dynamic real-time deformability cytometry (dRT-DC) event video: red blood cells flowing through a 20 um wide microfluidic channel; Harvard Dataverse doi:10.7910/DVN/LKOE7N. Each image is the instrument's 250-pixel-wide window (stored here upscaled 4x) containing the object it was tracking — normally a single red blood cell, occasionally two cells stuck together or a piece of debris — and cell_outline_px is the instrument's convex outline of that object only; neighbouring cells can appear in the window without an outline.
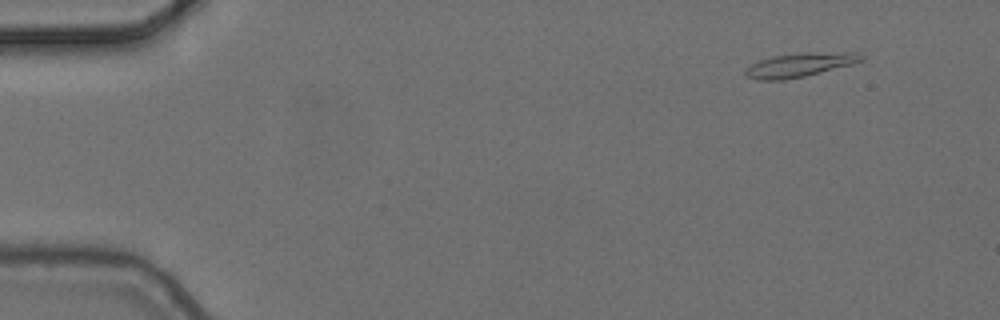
{"species": "common noctule bat (a hibernating species)", "species_latin": "Nyctalus noctula", "temperature_condition": "cold", "stored_images_in_passage": 5, "camera_frame_rate_fps": 3000, "um_per_image_px": 0.085, "animal": {"sex": "female", "body_mass_g": 24.6, "forearm_length_mm": 56.2}, "frame": {"image": 1, "passage_image": 2, "time_ms": 0.333, "image_size_px": [1000, 320], "cell_outline_px": [[864, 60], [852, 64], [804, 76], [784, 80], [756, 80], [744, 76], [744, 68], [760, 60], [772, 56], [808, 52], [860, 52], [864, 56]], "centroid_in_image_um": [67.96, 5.51], "position_along_channel_um": 17.0, "area_um2": 16.3}}
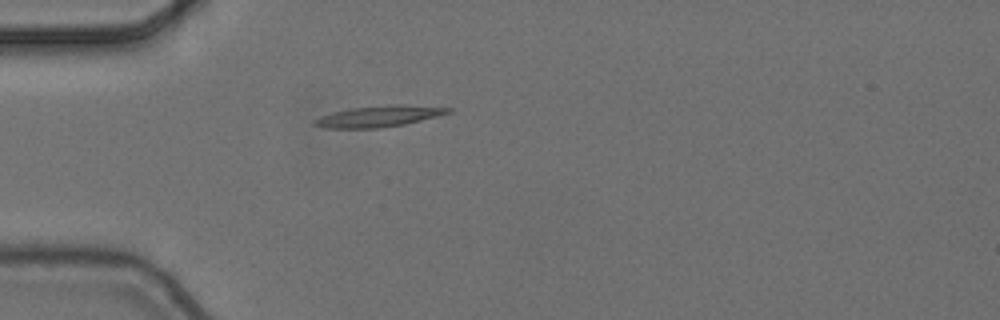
{"frame": {"image": 2, "passage_image": 5, "time_ms": 1.333, "image_size_px": [1000, 320], "cell_outline_px": [[452, 112], [404, 124], [380, 128], [324, 128], [312, 124], [312, 120], [320, 116], [332, 112], [352, 108], [392, 104], [396, 104], [452, 108]], "centroid_in_image_um": [32.14, 9.88], "position_along_channel_um": 52.9, "area_um2": 16.36}}